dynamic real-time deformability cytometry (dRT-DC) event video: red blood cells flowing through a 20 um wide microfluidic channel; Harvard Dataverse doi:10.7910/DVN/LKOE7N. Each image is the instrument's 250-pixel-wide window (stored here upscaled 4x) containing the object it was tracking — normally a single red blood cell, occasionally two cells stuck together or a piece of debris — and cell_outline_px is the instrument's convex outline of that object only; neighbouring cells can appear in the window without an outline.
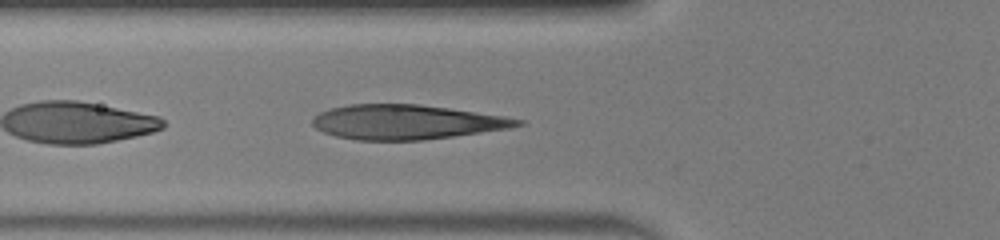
{"species": "human", "species_latin": "Homo sapiens", "temperature_condition": "warm", "stored_images_in_passage": 31, "camera_frame_rate_fps": 3000, "um_per_image_px": 0.085, "donor": {"sex": "male"}, "frame": {"image": 1, "passage_image": 3, "time_ms": 0.667, "image_size_px": [1000, 240], "cell_outline_px": [[524, 124], [508, 128], [424, 140], [356, 140], [336, 136], [324, 132], [316, 128], [312, 124], [312, 120], [320, 112], [328, 108], [352, 104], [420, 104], [504, 116], [524, 120]], "centroid_in_image_um": [34.51, 10.37], "position_along_channel_um": 91.3, "area_um2": 41.04}}
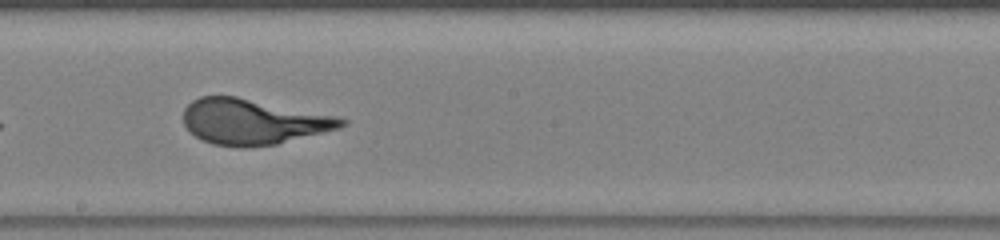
{"frame": {"image": 2, "passage_image": 13, "time_ms": 4.0, "image_size_px": [1000, 240], "cell_outline_px": [[348, 124], [340, 128], [276, 144], [244, 148], [240, 148], [212, 144], [200, 140], [184, 124], [184, 108], [192, 100], [200, 96], [236, 96], [336, 116], [348, 120]], "centroid_in_image_um": [21.5, 10.35], "position_along_channel_um": 226.7, "area_um2": 41.85}}
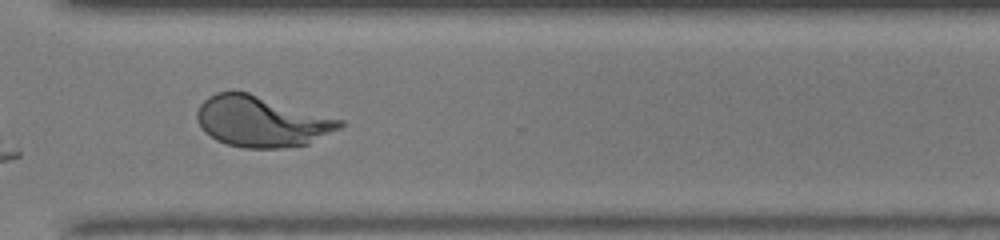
{"frame": {"image": 3, "passage_image": 22, "time_ms": 7.0, "image_size_px": [1000, 240], "cell_outline_px": [[344, 124], [340, 128], [308, 144], [280, 148], [244, 148], [228, 144], [216, 140], [204, 132], [200, 128], [196, 120], [196, 112], [200, 104], [208, 96], [216, 92], [248, 92], [344, 120]], "centroid_in_image_um": [22.2, 10.32], "position_along_channel_um": 348.4, "area_um2": 42.31}}